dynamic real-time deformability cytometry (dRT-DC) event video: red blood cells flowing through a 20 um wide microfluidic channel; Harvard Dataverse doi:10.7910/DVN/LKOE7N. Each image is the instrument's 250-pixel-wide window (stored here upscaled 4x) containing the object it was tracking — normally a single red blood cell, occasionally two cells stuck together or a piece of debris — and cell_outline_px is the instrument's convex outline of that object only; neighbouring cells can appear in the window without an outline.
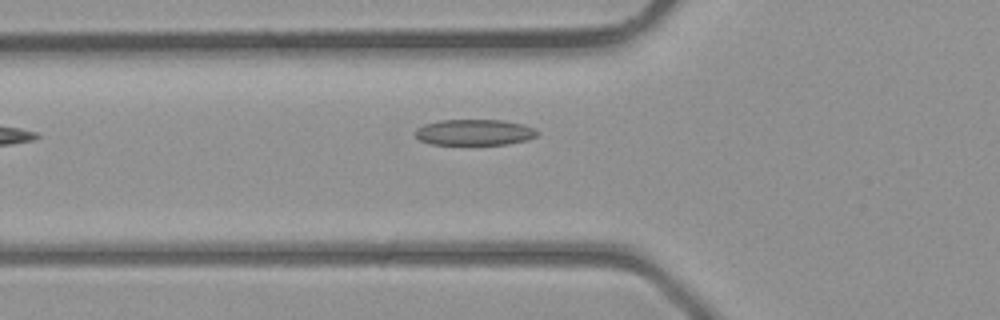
{"species": "common noctule bat (a hibernating species)", "species_latin": "Nyctalus noctula", "temperature_condition": "room temperature", "stored_images_in_passage": 17, "camera_frame_rate_fps": 3000, "um_per_image_px": 0.085, "animal": {"sex": "male", "body_mass_g": 23.1, "forearm_length_mm": 52.7}, "frame": {"image": 1, "passage_image": 2, "time_ms": 0.333, "image_size_px": [1000, 320], "cell_outline_px": [[540, 132], [536, 136], [528, 140], [508, 144], [432, 144], [420, 140], [416, 136], [416, 128], [424, 124], [440, 120], [504, 120], [524, 124]], "centroid_in_image_um": [40.35, 11.24], "position_along_channel_um": 85.4, "area_um2": 18.44}}
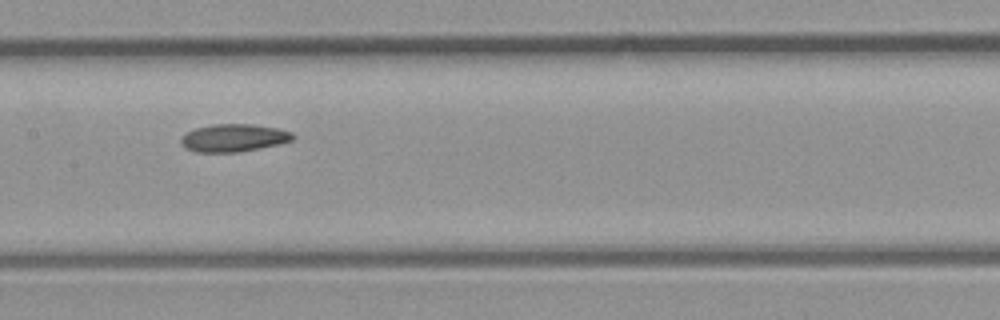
{"frame": {"image": 2, "passage_image": 8, "time_ms": 2.333, "image_size_px": [1000, 320], "cell_outline_px": [[296, 136], [292, 140], [280, 144], [240, 152], [196, 152], [184, 148], [180, 140], [188, 132], [196, 128], [212, 124], [252, 124], [276, 128], [292, 132]], "centroid_in_image_um": [19.89, 11.72], "position_along_channel_um": 187.5, "area_um2": 18.03}}
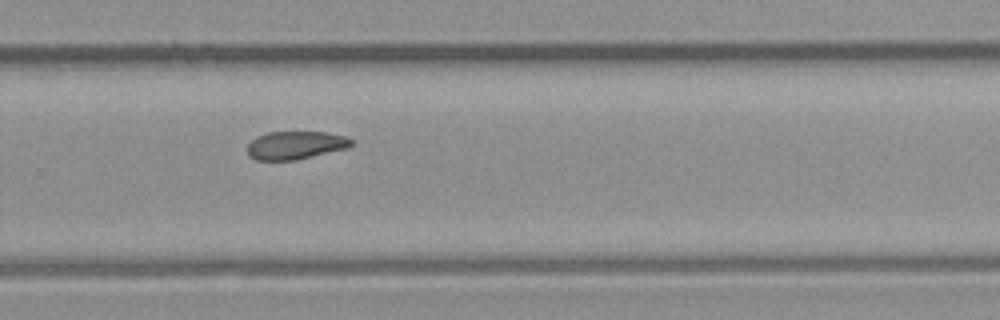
{"frame": {"image": 3, "passage_image": 15, "time_ms": 4.667, "image_size_px": [1000, 320], "cell_outline_px": [[352, 144], [348, 148], [296, 160], [256, 160], [248, 156], [248, 144], [256, 136], [268, 132], [324, 132], [344, 136], [352, 140]], "centroid_in_image_um": [25.09, 12.35], "position_along_channel_um": 304.7, "area_um2": 16.99}}